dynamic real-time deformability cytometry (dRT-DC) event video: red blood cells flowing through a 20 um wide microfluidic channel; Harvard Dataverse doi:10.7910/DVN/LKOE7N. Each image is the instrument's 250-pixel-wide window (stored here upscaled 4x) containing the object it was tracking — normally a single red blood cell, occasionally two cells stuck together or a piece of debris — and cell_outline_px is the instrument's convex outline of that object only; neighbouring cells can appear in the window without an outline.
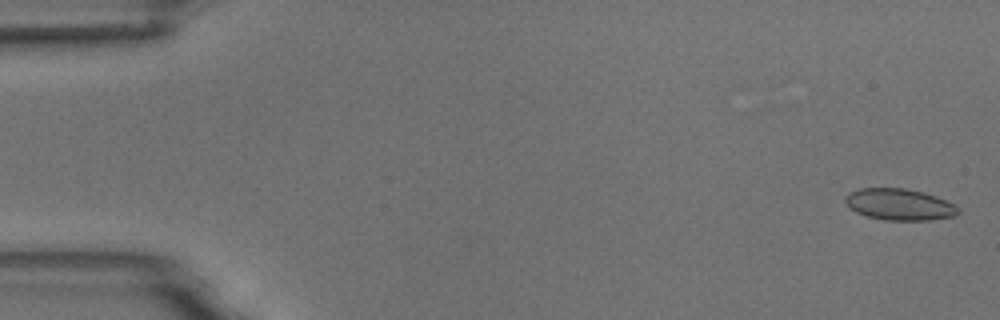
{"species": "common noctule bat (a hibernating species)", "species_latin": "Nyctalus noctula", "temperature_condition": "room temperature", "stored_images_in_passage": 54, "camera_frame_rate_fps": 3000, "um_per_image_px": 0.085, "animal": {"sex": "male", "body_mass_g": 18.8}, "frame": {"image": 1, "passage_image": 2, "time_ms": 0.333, "image_size_px": [1000, 320], "cell_outline_px": [[960, 212], [956, 216], [928, 220], [884, 220], [868, 216], [856, 212], [848, 208], [844, 200], [844, 196], [848, 192], [860, 188], [904, 188], [924, 192], [936, 196], [960, 208]], "centroid_in_image_um": [76.42, 17.37], "position_along_channel_um": 8.6, "area_um2": 20.87}}
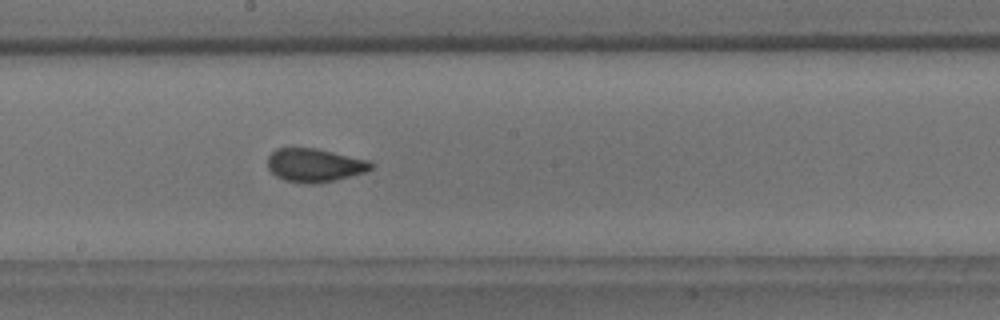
{"frame": {"image": 2, "passage_image": 30, "time_ms": 9.667, "image_size_px": [1000, 320], "cell_outline_px": [[376, 164], [368, 172], [336, 180], [312, 184], [304, 184], [284, 180], [276, 176], [268, 168], [268, 156], [276, 148], [316, 148], [368, 160]], "centroid_in_image_um": [26.77, 14.05], "position_along_channel_um": 221.4, "area_um2": 20.35}}
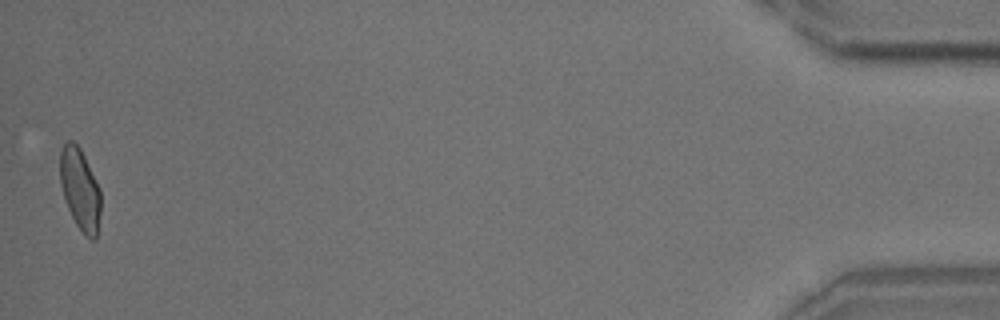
{"frame": {"image": 3, "passage_image": 54, "time_ms": 17.667, "image_size_px": [1000, 320], "cell_outline_px": [[100, 212], [96, 240], [92, 240], [84, 236], [76, 224], [64, 200], [60, 184], [60, 148], [68, 140], [72, 140], [80, 148], [100, 188]], "centroid_in_image_um": [6.79, 16.1], "position_along_channel_um": 428.4, "area_um2": 19.48}, "authors_computed_cell_mechanics": {"area_um2": 19.9988, "velocity_mm_per_s": 3.7455, "shape_relaxation_time_tau1_ms": 4.4339, "shape_relaxation_time_tau2_ms": 0.6636, "deformation_change_tau1": 0.1147, "deformation_change_tau2": 0.0435}}